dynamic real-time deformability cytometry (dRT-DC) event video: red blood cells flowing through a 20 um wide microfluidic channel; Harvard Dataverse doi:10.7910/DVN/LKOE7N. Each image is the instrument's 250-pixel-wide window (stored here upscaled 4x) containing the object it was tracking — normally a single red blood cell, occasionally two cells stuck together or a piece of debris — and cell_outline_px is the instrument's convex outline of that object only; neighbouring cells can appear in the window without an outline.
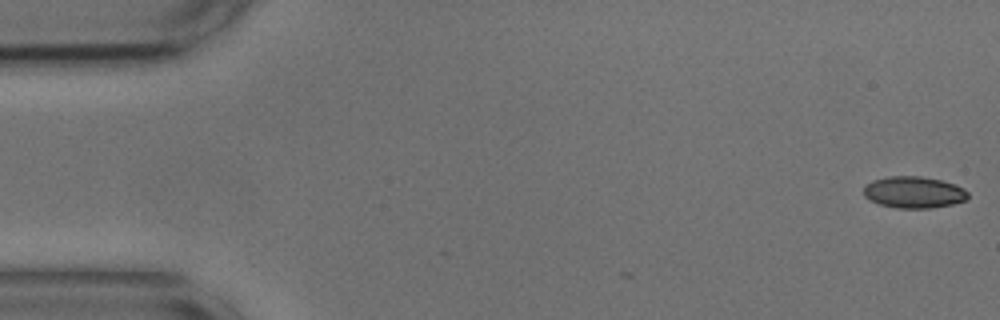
{"species": "common noctule bat (a hibernating species)", "species_latin": "Nyctalus noctula", "temperature_condition": "cold", "stored_images_in_passage": 5, "camera_frame_rate_fps": 3000, "um_per_image_px": 0.085, "animal": {"sex": "male", "body_mass_g": 17.9, "forearm_length_mm": 54.2}, "frame": {"image": 1, "passage_image": 1, "time_ms": 0.0, "image_size_px": [1000, 320], "cell_outline_px": [[968, 196], [964, 200], [952, 204], [932, 208], [896, 208], [880, 204], [864, 196], [864, 188], [872, 180], [888, 176], [920, 176], [940, 180], [956, 184], [964, 188], [968, 192]], "centroid_in_image_um": [77.69, 16.34], "position_along_channel_um": 7.3, "area_um2": 19.13}}